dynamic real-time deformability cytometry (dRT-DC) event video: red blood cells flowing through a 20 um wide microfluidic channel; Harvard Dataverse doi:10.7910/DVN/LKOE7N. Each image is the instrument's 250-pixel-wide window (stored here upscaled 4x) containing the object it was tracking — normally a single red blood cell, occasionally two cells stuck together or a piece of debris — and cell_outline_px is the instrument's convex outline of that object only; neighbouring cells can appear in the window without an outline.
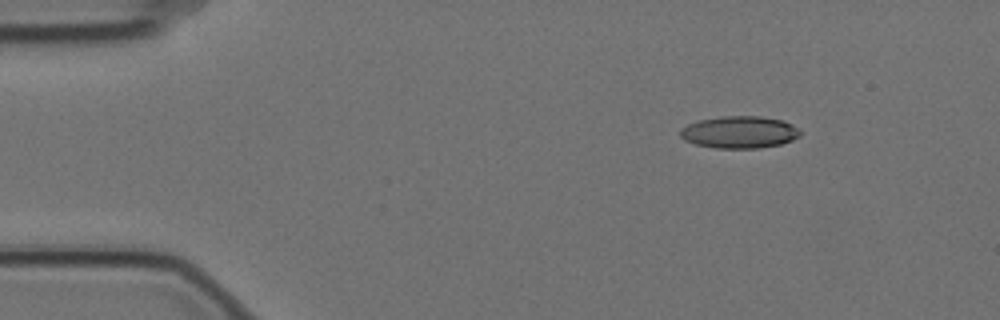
{"species": "Egyptian fruit bat (a non-hibernating species)", "species_latin": "Rousettus aegyptiacus", "temperature_condition": "cold", "stored_images_in_passage": 5, "segment_of_instrument_passage": [1, 2], "camera_frame_rate_fps": 3000, "um_per_image_px": 0.085, "animal": {"sex": "female"}, "frame": {"image": 1, "passage_image": 2, "time_ms": 0.333, "image_size_px": [1000, 320], "cell_outline_px": [[800, 136], [792, 140], [780, 144], [756, 148], [716, 148], [696, 144], [684, 140], [680, 136], [680, 128], [696, 120], [720, 116], [760, 116], [784, 120], [792, 124], [800, 132]], "centroid_in_image_um": [62.82, 11.22], "position_along_channel_um": 22.2, "area_um2": 22.54}}